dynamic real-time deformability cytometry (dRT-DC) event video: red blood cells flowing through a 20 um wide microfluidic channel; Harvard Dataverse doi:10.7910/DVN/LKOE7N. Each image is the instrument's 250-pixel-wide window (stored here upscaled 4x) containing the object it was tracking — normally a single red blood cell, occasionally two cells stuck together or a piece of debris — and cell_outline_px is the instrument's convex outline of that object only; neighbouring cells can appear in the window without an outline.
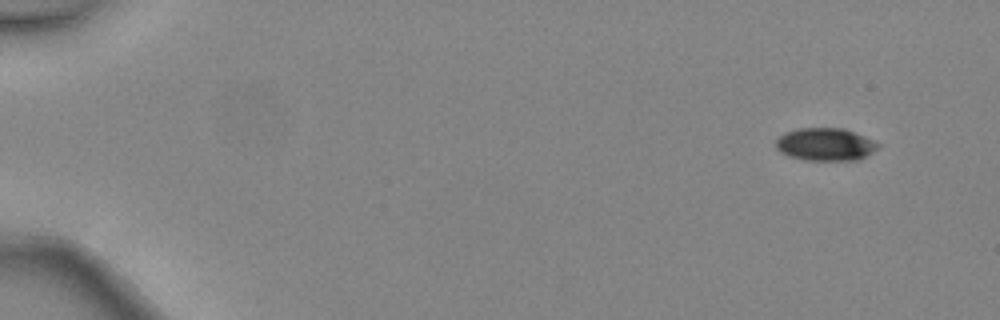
{"species": "common noctule bat (a hibernating species)", "species_latin": "Nyctalus noctula", "temperature_condition": "warm", "stored_images_in_passage": 4, "camera_frame_rate_fps": 3000, "um_per_image_px": 0.085, "animal": {"sex": "female", "body_mass_g": 24.6, "forearm_length_mm": 56.2}, "frame": {"image": 1, "passage_image": 1, "time_ms": 0.0, "image_size_px": [1000, 320], "cell_outline_px": [[880, 144], [872, 152], [860, 160], [804, 160], [788, 156], [780, 152], [776, 148], [776, 140], [784, 132], [796, 128], [844, 128], [864, 136]], "centroid_in_image_um": [70.12, 12.27], "position_along_channel_um": 14.9, "area_um2": 19.54}}
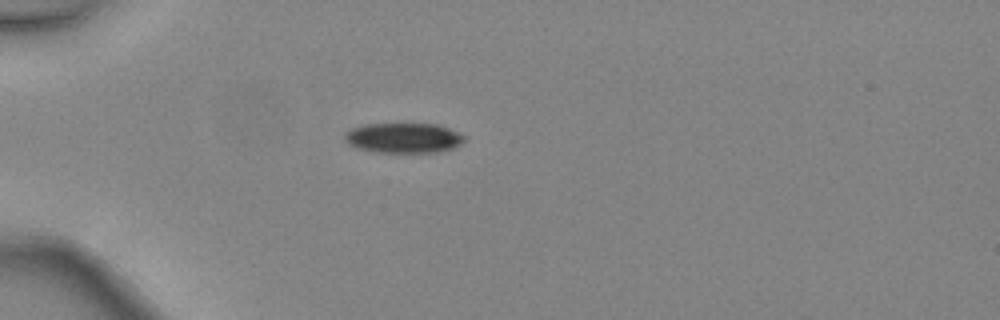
{"frame": {"image": 2, "passage_image": 4, "time_ms": 1.0, "image_size_px": [1000, 320], "cell_outline_px": [[468, 136], [456, 148], [440, 152], [376, 152], [356, 148], [348, 144], [344, 140], [344, 132], [352, 128], [368, 124], [436, 124], [448, 128]], "centroid_in_image_um": [34.32, 11.73], "position_along_channel_um": 50.7, "area_um2": 21.15}}